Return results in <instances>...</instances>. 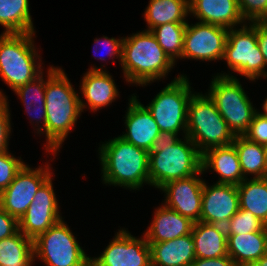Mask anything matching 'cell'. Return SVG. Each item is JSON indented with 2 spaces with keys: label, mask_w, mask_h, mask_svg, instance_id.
<instances>
[{
  "label": "cell",
  "mask_w": 267,
  "mask_h": 266,
  "mask_svg": "<svg viewBox=\"0 0 267 266\" xmlns=\"http://www.w3.org/2000/svg\"><path fill=\"white\" fill-rule=\"evenodd\" d=\"M209 169H212L220 176L216 182L219 184L237 186L245 180L239 156L233 144L211 148L202 154V170L204 174Z\"/></svg>",
  "instance_id": "obj_22"
},
{
  "label": "cell",
  "mask_w": 267,
  "mask_h": 266,
  "mask_svg": "<svg viewBox=\"0 0 267 266\" xmlns=\"http://www.w3.org/2000/svg\"><path fill=\"white\" fill-rule=\"evenodd\" d=\"M238 5L246 22L263 21L267 16V0H238Z\"/></svg>",
  "instance_id": "obj_35"
},
{
  "label": "cell",
  "mask_w": 267,
  "mask_h": 266,
  "mask_svg": "<svg viewBox=\"0 0 267 266\" xmlns=\"http://www.w3.org/2000/svg\"><path fill=\"white\" fill-rule=\"evenodd\" d=\"M103 184L138 190L150 185L149 152L117 136L98 148Z\"/></svg>",
  "instance_id": "obj_3"
},
{
  "label": "cell",
  "mask_w": 267,
  "mask_h": 266,
  "mask_svg": "<svg viewBox=\"0 0 267 266\" xmlns=\"http://www.w3.org/2000/svg\"><path fill=\"white\" fill-rule=\"evenodd\" d=\"M18 230V220L0 207V240L14 235Z\"/></svg>",
  "instance_id": "obj_38"
},
{
  "label": "cell",
  "mask_w": 267,
  "mask_h": 266,
  "mask_svg": "<svg viewBox=\"0 0 267 266\" xmlns=\"http://www.w3.org/2000/svg\"><path fill=\"white\" fill-rule=\"evenodd\" d=\"M148 244L151 266H190L196 259L191 233L173 240Z\"/></svg>",
  "instance_id": "obj_23"
},
{
  "label": "cell",
  "mask_w": 267,
  "mask_h": 266,
  "mask_svg": "<svg viewBox=\"0 0 267 266\" xmlns=\"http://www.w3.org/2000/svg\"><path fill=\"white\" fill-rule=\"evenodd\" d=\"M186 136L201 154L211 148L231 145L236 137L214 102L202 92H195L188 102Z\"/></svg>",
  "instance_id": "obj_6"
},
{
  "label": "cell",
  "mask_w": 267,
  "mask_h": 266,
  "mask_svg": "<svg viewBox=\"0 0 267 266\" xmlns=\"http://www.w3.org/2000/svg\"><path fill=\"white\" fill-rule=\"evenodd\" d=\"M144 11L147 31L166 23H187L189 0H150Z\"/></svg>",
  "instance_id": "obj_26"
},
{
  "label": "cell",
  "mask_w": 267,
  "mask_h": 266,
  "mask_svg": "<svg viewBox=\"0 0 267 266\" xmlns=\"http://www.w3.org/2000/svg\"><path fill=\"white\" fill-rule=\"evenodd\" d=\"M65 221L60 220L33 240L34 261L46 266H90V258Z\"/></svg>",
  "instance_id": "obj_10"
},
{
  "label": "cell",
  "mask_w": 267,
  "mask_h": 266,
  "mask_svg": "<svg viewBox=\"0 0 267 266\" xmlns=\"http://www.w3.org/2000/svg\"><path fill=\"white\" fill-rule=\"evenodd\" d=\"M50 68L46 71L48 74L46 79L43 76L44 71L32 81L24 84L23 86L18 87L15 92L21 99L23 105L25 106L26 113L30 117V123L36 124L34 127H37L35 130L40 135L46 137V102H45V87L46 80L58 69L56 66H49ZM45 80V81H44ZM33 113V114H32ZM35 115V116H34ZM36 123H35V122ZM42 124V125H39Z\"/></svg>",
  "instance_id": "obj_21"
},
{
  "label": "cell",
  "mask_w": 267,
  "mask_h": 266,
  "mask_svg": "<svg viewBox=\"0 0 267 266\" xmlns=\"http://www.w3.org/2000/svg\"><path fill=\"white\" fill-rule=\"evenodd\" d=\"M191 234L196 258L214 259L228 255L225 226L194 222Z\"/></svg>",
  "instance_id": "obj_24"
},
{
  "label": "cell",
  "mask_w": 267,
  "mask_h": 266,
  "mask_svg": "<svg viewBox=\"0 0 267 266\" xmlns=\"http://www.w3.org/2000/svg\"><path fill=\"white\" fill-rule=\"evenodd\" d=\"M33 240L19 230L0 240V266H32Z\"/></svg>",
  "instance_id": "obj_30"
},
{
  "label": "cell",
  "mask_w": 267,
  "mask_h": 266,
  "mask_svg": "<svg viewBox=\"0 0 267 266\" xmlns=\"http://www.w3.org/2000/svg\"><path fill=\"white\" fill-rule=\"evenodd\" d=\"M206 94L235 136H243L257 112L244 88L232 73H217L212 76Z\"/></svg>",
  "instance_id": "obj_7"
},
{
  "label": "cell",
  "mask_w": 267,
  "mask_h": 266,
  "mask_svg": "<svg viewBox=\"0 0 267 266\" xmlns=\"http://www.w3.org/2000/svg\"><path fill=\"white\" fill-rule=\"evenodd\" d=\"M248 140L259 143L262 145H267V118L262 115L255 113L252 122L247 130V132L243 135Z\"/></svg>",
  "instance_id": "obj_37"
},
{
  "label": "cell",
  "mask_w": 267,
  "mask_h": 266,
  "mask_svg": "<svg viewBox=\"0 0 267 266\" xmlns=\"http://www.w3.org/2000/svg\"><path fill=\"white\" fill-rule=\"evenodd\" d=\"M203 173L201 170L195 175L170 181L159 189L165 193L164 204L167 207L188 217L193 222L200 221L205 181L201 179L200 174Z\"/></svg>",
  "instance_id": "obj_15"
},
{
  "label": "cell",
  "mask_w": 267,
  "mask_h": 266,
  "mask_svg": "<svg viewBox=\"0 0 267 266\" xmlns=\"http://www.w3.org/2000/svg\"><path fill=\"white\" fill-rule=\"evenodd\" d=\"M124 118L126 132L119 136L136 147L150 152L161 131L148 109L137 99V95L133 94L129 98Z\"/></svg>",
  "instance_id": "obj_17"
},
{
  "label": "cell",
  "mask_w": 267,
  "mask_h": 266,
  "mask_svg": "<svg viewBox=\"0 0 267 266\" xmlns=\"http://www.w3.org/2000/svg\"><path fill=\"white\" fill-rule=\"evenodd\" d=\"M22 158H16L7 151L0 152V193L14 180L17 172L24 166Z\"/></svg>",
  "instance_id": "obj_33"
},
{
  "label": "cell",
  "mask_w": 267,
  "mask_h": 266,
  "mask_svg": "<svg viewBox=\"0 0 267 266\" xmlns=\"http://www.w3.org/2000/svg\"><path fill=\"white\" fill-rule=\"evenodd\" d=\"M102 40V41H101ZM123 41H124V37H121L120 39L118 38H114V37H107V36H103L101 38H96L94 39V53L97 51L99 45V49L102 48V47H107L109 48L106 55L109 56V58H117L120 60V63H121V60H122V51H123ZM102 45V46H101ZM96 47V48H95ZM98 49V50H99ZM106 53V52H105ZM97 52L94 54L96 55ZM95 59H99L100 61H106L107 59L105 57H94Z\"/></svg>",
  "instance_id": "obj_36"
},
{
  "label": "cell",
  "mask_w": 267,
  "mask_h": 266,
  "mask_svg": "<svg viewBox=\"0 0 267 266\" xmlns=\"http://www.w3.org/2000/svg\"><path fill=\"white\" fill-rule=\"evenodd\" d=\"M35 33L0 34V78L13 91L43 72Z\"/></svg>",
  "instance_id": "obj_5"
},
{
  "label": "cell",
  "mask_w": 267,
  "mask_h": 266,
  "mask_svg": "<svg viewBox=\"0 0 267 266\" xmlns=\"http://www.w3.org/2000/svg\"><path fill=\"white\" fill-rule=\"evenodd\" d=\"M257 44L263 55L267 67V24L263 21H256Z\"/></svg>",
  "instance_id": "obj_39"
},
{
  "label": "cell",
  "mask_w": 267,
  "mask_h": 266,
  "mask_svg": "<svg viewBox=\"0 0 267 266\" xmlns=\"http://www.w3.org/2000/svg\"><path fill=\"white\" fill-rule=\"evenodd\" d=\"M244 266H267V253L260 259L248 262Z\"/></svg>",
  "instance_id": "obj_41"
},
{
  "label": "cell",
  "mask_w": 267,
  "mask_h": 266,
  "mask_svg": "<svg viewBox=\"0 0 267 266\" xmlns=\"http://www.w3.org/2000/svg\"><path fill=\"white\" fill-rule=\"evenodd\" d=\"M183 139L175 132H160L157 136L149 152L151 186L160 189L170 181L202 170V154L188 136Z\"/></svg>",
  "instance_id": "obj_1"
},
{
  "label": "cell",
  "mask_w": 267,
  "mask_h": 266,
  "mask_svg": "<svg viewBox=\"0 0 267 266\" xmlns=\"http://www.w3.org/2000/svg\"><path fill=\"white\" fill-rule=\"evenodd\" d=\"M0 25L3 33H33L29 0H0Z\"/></svg>",
  "instance_id": "obj_29"
},
{
  "label": "cell",
  "mask_w": 267,
  "mask_h": 266,
  "mask_svg": "<svg viewBox=\"0 0 267 266\" xmlns=\"http://www.w3.org/2000/svg\"><path fill=\"white\" fill-rule=\"evenodd\" d=\"M9 100L0 90V152L7 151L11 133V117Z\"/></svg>",
  "instance_id": "obj_34"
},
{
  "label": "cell",
  "mask_w": 267,
  "mask_h": 266,
  "mask_svg": "<svg viewBox=\"0 0 267 266\" xmlns=\"http://www.w3.org/2000/svg\"><path fill=\"white\" fill-rule=\"evenodd\" d=\"M267 225L249 210L240 209L225 225L227 235L248 234L262 231Z\"/></svg>",
  "instance_id": "obj_32"
},
{
  "label": "cell",
  "mask_w": 267,
  "mask_h": 266,
  "mask_svg": "<svg viewBox=\"0 0 267 266\" xmlns=\"http://www.w3.org/2000/svg\"><path fill=\"white\" fill-rule=\"evenodd\" d=\"M239 195L236 185L204 181L200 221L225 226L239 210Z\"/></svg>",
  "instance_id": "obj_16"
},
{
  "label": "cell",
  "mask_w": 267,
  "mask_h": 266,
  "mask_svg": "<svg viewBox=\"0 0 267 266\" xmlns=\"http://www.w3.org/2000/svg\"><path fill=\"white\" fill-rule=\"evenodd\" d=\"M90 266H151L150 246L145 235L137 238L120 227L99 257Z\"/></svg>",
  "instance_id": "obj_12"
},
{
  "label": "cell",
  "mask_w": 267,
  "mask_h": 266,
  "mask_svg": "<svg viewBox=\"0 0 267 266\" xmlns=\"http://www.w3.org/2000/svg\"><path fill=\"white\" fill-rule=\"evenodd\" d=\"M262 109L264 112H260L259 110L257 111L258 114L262 115L263 117H266L267 118V97L265 98L264 100V103L262 105Z\"/></svg>",
  "instance_id": "obj_42"
},
{
  "label": "cell",
  "mask_w": 267,
  "mask_h": 266,
  "mask_svg": "<svg viewBox=\"0 0 267 266\" xmlns=\"http://www.w3.org/2000/svg\"><path fill=\"white\" fill-rule=\"evenodd\" d=\"M189 14H193L199 22L228 30L246 23L240 13L238 0H189Z\"/></svg>",
  "instance_id": "obj_19"
},
{
  "label": "cell",
  "mask_w": 267,
  "mask_h": 266,
  "mask_svg": "<svg viewBox=\"0 0 267 266\" xmlns=\"http://www.w3.org/2000/svg\"><path fill=\"white\" fill-rule=\"evenodd\" d=\"M46 152L56 156L81 116L80 96L60 67L46 80ZM58 151V152H57Z\"/></svg>",
  "instance_id": "obj_2"
},
{
  "label": "cell",
  "mask_w": 267,
  "mask_h": 266,
  "mask_svg": "<svg viewBox=\"0 0 267 266\" xmlns=\"http://www.w3.org/2000/svg\"><path fill=\"white\" fill-rule=\"evenodd\" d=\"M190 266H236L234 261L227 255L214 259L196 258Z\"/></svg>",
  "instance_id": "obj_40"
},
{
  "label": "cell",
  "mask_w": 267,
  "mask_h": 266,
  "mask_svg": "<svg viewBox=\"0 0 267 266\" xmlns=\"http://www.w3.org/2000/svg\"><path fill=\"white\" fill-rule=\"evenodd\" d=\"M102 67L104 65L100 68L94 66L89 68L81 79L80 93L86 100L85 102L80 98L82 112L87 107L93 112L98 111L111 105L117 97H120L113 76Z\"/></svg>",
  "instance_id": "obj_18"
},
{
  "label": "cell",
  "mask_w": 267,
  "mask_h": 266,
  "mask_svg": "<svg viewBox=\"0 0 267 266\" xmlns=\"http://www.w3.org/2000/svg\"><path fill=\"white\" fill-rule=\"evenodd\" d=\"M52 176L37 190L26 213L18 221L19 231L32 240L62 220Z\"/></svg>",
  "instance_id": "obj_14"
},
{
  "label": "cell",
  "mask_w": 267,
  "mask_h": 266,
  "mask_svg": "<svg viewBox=\"0 0 267 266\" xmlns=\"http://www.w3.org/2000/svg\"><path fill=\"white\" fill-rule=\"evenodd\" d=\"M237 189L240 209L249 210L267 225V178H247Z\"/></svg>",
  "instance_id": "obj_28"
},
{
  "label": "cell",
  "mask_w": 267,
  "mask_h": 266,
  "mask_svg": "<svg viewBox=\"0 0 267 266\" xmlns=\"http://www.w3.org/2000/svg\"><path fill=\"white\" fill-rule=\"evenodd\" d=\"M241 28L228 30L223 60L228 69L251 81L265 77L267 70L263 55L257 44L256 21L246 22Z\"/></svg>",
  "instance_id": "obj_9"
},
{
  "label": "cell",
  "mask_w": 267,
  "mask_h": 266,
  "mask_svg": "<svg viewBox=\"0 0 267 266\" xmlns=\"http://www.w3.org/2000/svg\"><path fill=\"white\" fill-rule=\"evenodd\" d=\"M238 153L243 176L255 178H267V154L266 146L252 142L245 136H236L232 143Z\"/></svg>",
  "instance_id": "obj_27"
},
{
  "label": "cell",
  "mask_w": 267,
  "mask_h": 266,
  "mask_svg": "<svg viewBox=\"0 0 267 266\" xmlns=\"http://www.w3.org/2000/svg\"><path fill=\"white\" fill-rule=\"evenodd\" d=\"M227 252L236 266L260 259L267 253V226L258 232L227 235Z\"/></svg>",
  "instance_id": "obj_25"
},
{
  "label": "cell",
  "mask_w": 267,
  "mask_h": 266,
  "mask_svg": "<svg viewBox=\"0 0 267 266\" xmlns=\"http://www.w3.org/2000/svg\"><path fill=\"white\" fill-rule=\"evenodd\" d=\"M228 29L217 25L187 21L181 59L201 61L222 60Z\"/></svg>",
  "instance_id": "obj_13"
},
{
  "label": "cell",
  "mask_w": 267,
  "mask_h": 266,
  "mask_svg": "<svg viewBox=\"0 0 267 266\" xmlns=\"http://www.w3.org/2000/svg\"><path fill=\"white\" fill-rule=\"evenodd\" d=\"M47 162L44 166L31 168L24 166L17 172L14 180L0 193V207L18 221L26 213L37 190L54 173Z\"/></svg>",
  "instance_id": "obj_11"
},
{
  "label": "cell",
  "mask_w": 267,
  "mask_h": 266,
  "mask_svg": "<svg viewBox=\"0 0 267 266\" xmlns=\"http://www.w3.org/2000/svg\"><path fill=\"white\" fill-rule=\"evenodd\" d=\"M263 22H264L265 24H267V16L265 17V19L263 20Z\"/></svg>",
  "instance_id": "obj_43"
},
{
  "label": "cell",
  "mask_w": 267,
  "mask_h": 266,
  "mask_svg": "<svg viewBox=\"0 0 267 266\" xmlns=\"http://www.w3.org/2000/svg\"><path fill=\"white\" fill-rule=\"evenodd\" d=\"M155 209L148 229L143 233L148 243H158L176 239L192 233L194 222L175 210L161 204Z\"/></svg>",
  "instance_id": "obj_20"
},
{
  "label": "cell",
  "mask_w": 267,
  "mask_h": 266,
  "mask_svg": "<svg viewBox=\"0 0 267 266\" xmlns=\"http://www.w3.org/2000/svg\"><path fill=\"white\" fill-rule=\"evenodd\" d=\"M120 65L125 81L142 87L165 79L175 67L155 36L147 30L124 37Z\"/></svg>",
  "instance_id": "obj_4"
},
{
  "label": "cell",
  "mask_w": 267,
  "mask_h": 266,
  "mask_svg": "<svg viewBox=\"0 0 267 266\" xmlns=\"http://www.w3.org/2000/svg\"><path fill=\"white\" fill-rule=\"evenodd\" d=\"M187 23H166L151 30L158 44L175 63L182 58L184 34Z\"/></svg>",
  "instance_id": "obj_31"
},
{
  "label": "cell",
  "mask_w": 267,
  "mask_h": 266,
  "mask_svg": "<svg viewBox=\"0 0 267 266\" xmlns=\"http://www.w3.org/2000/svg\"><path fill=\"white\" fill-rule=\"evenodd\" d=\"M190 84L186 74H178L145 106L161 132L187 135L188 102L195 93Z\"/></svg>",
  "instance_id": "obj_8"
}]
</instances>
